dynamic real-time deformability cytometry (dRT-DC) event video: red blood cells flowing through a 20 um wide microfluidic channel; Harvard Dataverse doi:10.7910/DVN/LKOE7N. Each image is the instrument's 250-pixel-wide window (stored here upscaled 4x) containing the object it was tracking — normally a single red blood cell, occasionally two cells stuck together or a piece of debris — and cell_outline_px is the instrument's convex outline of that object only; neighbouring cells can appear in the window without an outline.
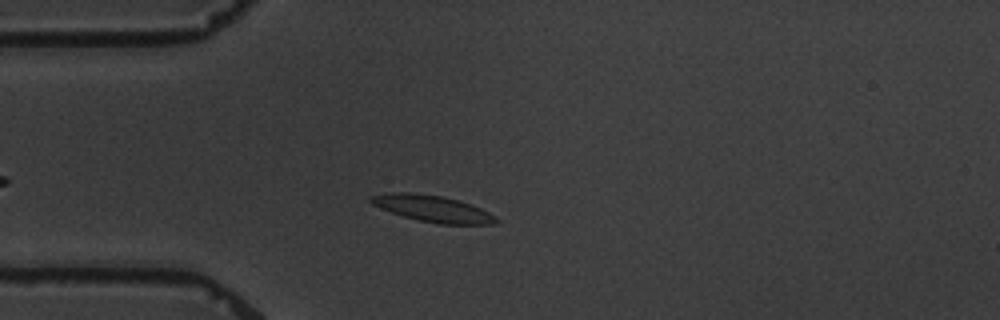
{"species": "common noctule bat (a hibernating species)", "species_latin": "Nyctalus noctula", "temperature_condition": "warm", "stored_images_in_passage": 3, "camera_frame_rate_fps": 3000, "um_per_image_px": 0.085, "animal": {"sex": "male", "body_mass_g": 19.5, "forearm_length_mm": 54.6}, "frame": {"image": 1, "passage_image": 3, "time_ms": 2.333, "image_size_px": [1000, 320], "cell_outline_px": [[500, 220], [492, 224], [440, 224], [420, 220], [404, 216], [380, 208], [372, 204], [368, 200], [368, 196], [384, 192], [412, 192], [444, 196], [460, 200], [480, 208], [488, 212]], "centroid_in_image_um": [36.72, 17.71], "position_along_channel_um": 48.3, "area_um2": 19.42}}